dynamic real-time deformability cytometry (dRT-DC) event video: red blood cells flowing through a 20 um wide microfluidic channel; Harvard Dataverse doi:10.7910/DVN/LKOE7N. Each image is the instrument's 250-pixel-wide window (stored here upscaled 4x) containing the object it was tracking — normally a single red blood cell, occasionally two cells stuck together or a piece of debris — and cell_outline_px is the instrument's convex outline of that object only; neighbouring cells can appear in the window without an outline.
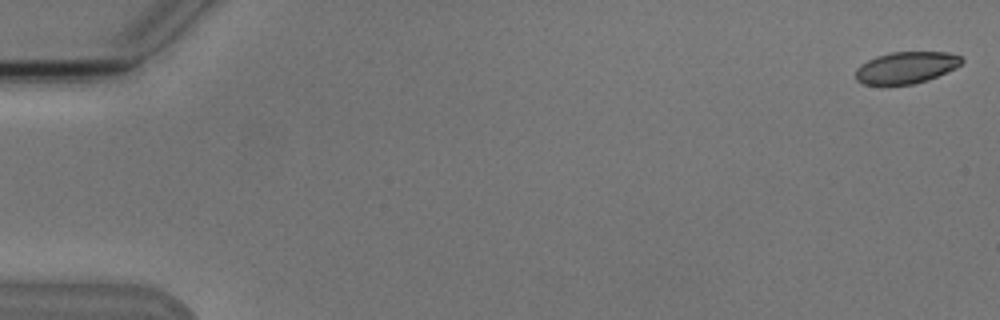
{"species": "Egyptian fruit bat (a non-hibernating species)", "species_latin": "Rousettus aegyptiacus", "temperature_condition": "cold", "stored_images_in_passage": 6, "camera_frame_rate_fps": 3000, "um_per_image_px": 0.085, "animal": {"sex": "male"}, "frame": {"image": 1, "passage_image": 1, "time_ms": 0.0, "image_size_px": [1000, 320], "cell_outline_px": [[964, 60], [956, 68], [928, 80], [912, 84], [864, 84], [856, 80], [856, 68], [860, 64], [876, 56], [888, 52], [948, 52], [960, 56]], "centroid_in_image_um": [77.02, 5.73], "position_along_channel_um": 8.0, "area_um2": 19.59}}